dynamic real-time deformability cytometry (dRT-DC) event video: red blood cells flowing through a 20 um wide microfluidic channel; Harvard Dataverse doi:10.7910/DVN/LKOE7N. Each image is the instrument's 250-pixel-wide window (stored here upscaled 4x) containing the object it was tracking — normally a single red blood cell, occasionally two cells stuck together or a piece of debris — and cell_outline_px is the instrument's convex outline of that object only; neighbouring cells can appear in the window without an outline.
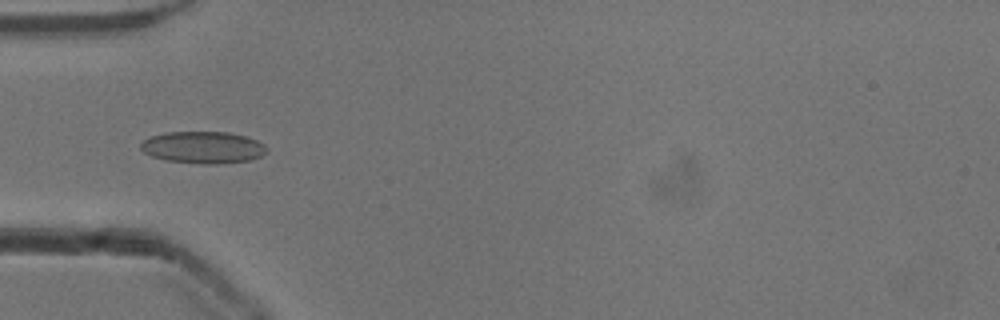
{"species": "common noctule bat (a hibernating species)", "species_latin": "Nyctalus noctula", "temperature_condition": "cold", "stored_images_in_passage": 36, "camera_frame_rate_fps": 3000, "um_per_image_px": 0.085, "animal": {"sex": "male", "body_mass_g": 13.3}, "frame": {"image": 1, "passage_image": 1, "time_ms": 0.0, "image_size_px": [1000, 320], "cell_outline_px": [[268, 152], [260, 156], [248, 160], [216, 164], [204, 164], [168, 160], [152, 156], [144, 152], [140, 148], [140, 144], [144, 140], [152, 136], [168, 132], [228, 132], [244, 136], [256, 140], [264, 144], [268, 148]], "centroid_in_image_um": [17.28, 12.52], "position_along_channel_um": 67.7, "area_um2": 23.24}}
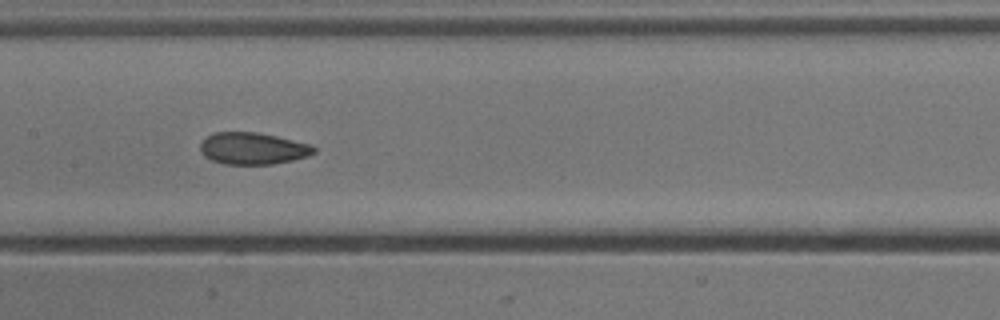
{"frame": {"image": 2, "passage_image": 10, "time_ms": 3.0, "image_size_px": [1000, 320], "cell_outline_px": [[316, 152], [308, 156], [292, 160], [272, 164], [224, 164], [212, 160], [204, 156], [200, 152], [200, 144], [208, 136], [216, 132], [256, 132], [276, 136], [312, 144], [316, 148]], "centroid_in_image_um": [21.51, 12.62], "position_along_channel_um": 185.9, "area_um2": 21.1}}
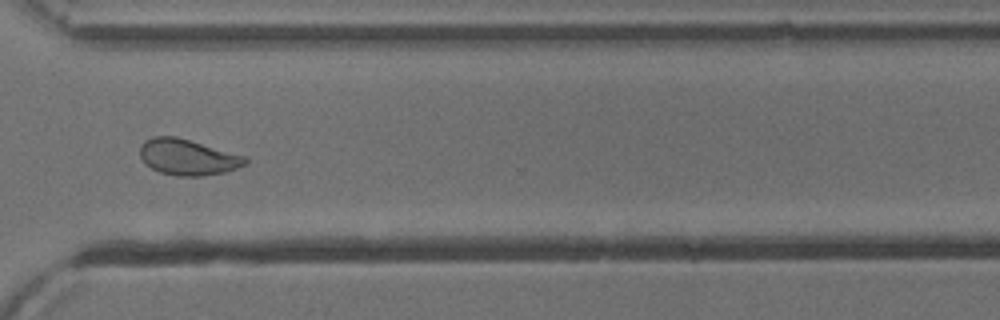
{"frame": {"image": 3, "passage_image": 23, "time_ms": 7.333, "image_size_px": [1000, 320], "cell_outline_px": [[248, 164], [224, 172], [200, 176], [176, 176], [160, 172], [144, 164], [140, 156], [140, 144], [144, 140], [152, 136], [176, 136], [244, 156], [248, 160]], "centroid_in_image_um": [15.91, 13.35], "position_along_channel_um": 354.7, "area_um2": 22.02}, "authors_computed_cell_mechanics": {"area_um2": 21.5305, "velocity_mm_per_s": 3.9039, "shape_relaxation_time_tau1_ms": 4.0779, "shape_relaxation_time_tau2_ms": 2.2347, "deformation_change_tau1": 0.1091, "deformation_change_tau2": 0.0695}}